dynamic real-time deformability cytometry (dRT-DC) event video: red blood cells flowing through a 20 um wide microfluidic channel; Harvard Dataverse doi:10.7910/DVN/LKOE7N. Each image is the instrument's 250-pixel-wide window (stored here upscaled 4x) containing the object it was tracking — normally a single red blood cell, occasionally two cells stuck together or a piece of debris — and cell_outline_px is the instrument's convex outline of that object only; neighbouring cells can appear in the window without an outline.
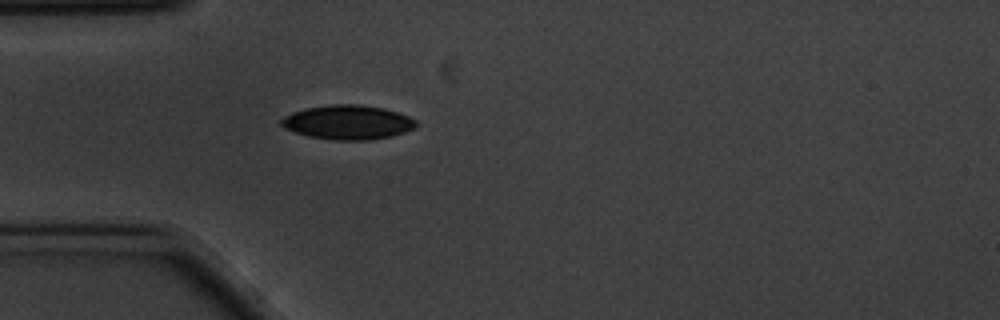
{"species": "common noctule bat (a hibernating species)", "species_latin": "Nyctalus noctula", "temperature_condition": "cold", "stored_images_in_passage": 42, "camera_frame_rate_fps": 3000, "um_per_image_px": 0.085, "animal": {"sex": "male", "body_mass_g": 20.1, "forearm_length_mm": 53.5}, "frame": {"image": 1, "passage_image": 1, "time_ms": 0.0, "image_size_px": [1000, 320], "cell_outline_px": [[416, 124], [412, 128], [404, 132], [392, 136], [364, 140], [336, 140], [308, 136], [284, 128], [280, 124], [280, 120], [284, 116], [292, 112], [308, 108], [332, 104], [356, 104], [384, 108], [408, 116], [416, 120]], "centroid_in_image_um": [29.54, 10.39], "position_along_channel_um": 55.5, "area_um2": 26.65}}
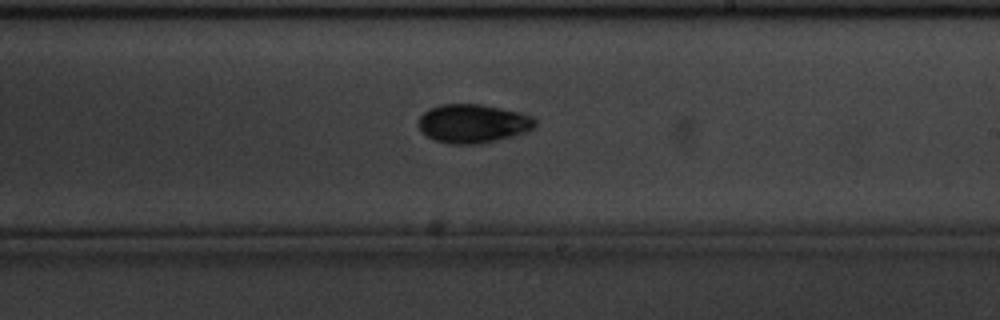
{"frame": {"image": 2, "passage_image": 18, "time_ms": 5.667, "image_size_px": [1000, 320], "cell_outline_px": [[536, 124], [532, 128], [524, 132], [512, 136], [480, 144], [448, 144], [436, 140], [420, 132], [416, 124], [420, 116], [428, 108], [440, 104], [480, 104], [520, 112], [532, 116], [536, 120]], "centroid_in_image_um": [40.15, 10.49], "position_along_channel_um": 248.9, "area_um2": 26.47}}
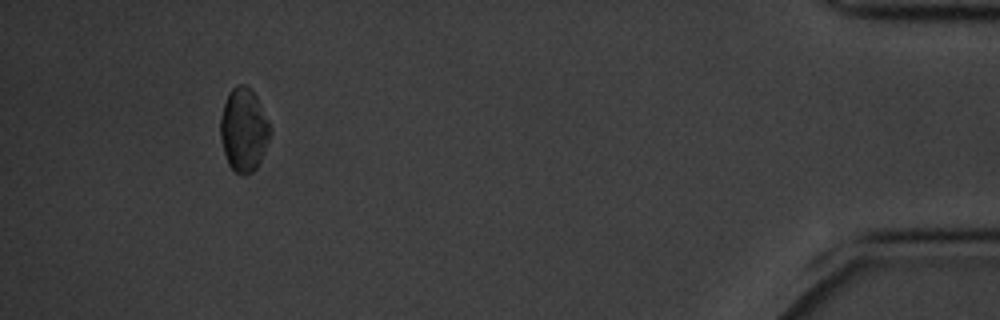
{"frame": {"image": 3, "passage_image": 38, "time_ms": 12.333, "image_size_px": [1000, 320], "cell_outline_px": [[272, 132], [264, 152], [256, 168], [252, 172], [244, 176], [236, 172], [228, 164], [224, 152], [220, 136], [220, 120], [224, 104], [228, 92], [236, 84], [244, 84], [256, 96], [272, 128]], "centroid_in_image_um": [20.72, 11.04], "position_along_channel_um": 414.5, "area_um2": 24.16}, "authors_computed_cell_mechanics": {"area_um2": 24.4205, "velocity_mm_per_s": 3.485, "shape_relaxation_time_tau1_ms": 7.114, "shape_relaxation_time_tau2_ms": null, "deformation_change_tau1": 0.1694, "deformation_change_tau2": null}}